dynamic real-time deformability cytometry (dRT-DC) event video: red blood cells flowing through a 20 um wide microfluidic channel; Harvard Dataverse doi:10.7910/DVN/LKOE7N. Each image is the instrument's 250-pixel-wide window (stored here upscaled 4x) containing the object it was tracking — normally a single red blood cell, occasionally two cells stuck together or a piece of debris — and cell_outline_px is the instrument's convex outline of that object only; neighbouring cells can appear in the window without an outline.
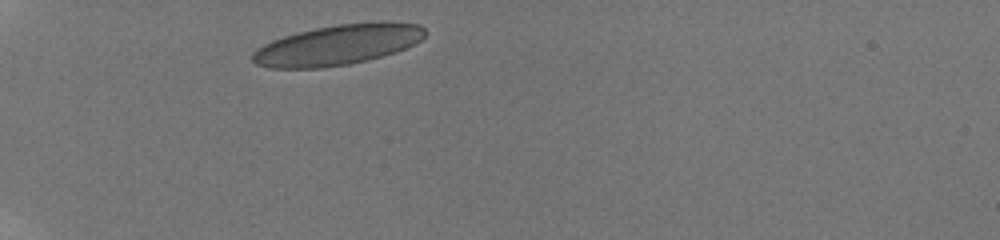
{"species": "human", "species_latin": "Homo sapiens", "temperature_condition": "room temperature", "stored_images_in_passage": 5, "camera_frame_rate_fps": 3000, "um_per_image_px": 0.085, "donor": {"sex": "male"}, "frame": {"image": 1, "passage_image": 1, "time_ms": 0.0, "image_size_px": [1000, 240], "cell_outline_px": [[428, 32], [420, 40], [396, 52], [348, 64], [320, 68], [268, 68], [256, 64], [252, 60], [252, 52], [256, 48], [272, 40], [284, 36], [316, 28], [336, 24], [380, 20], [392, 20], [420, 24]], "centroid_in_image_um": [28.73, 3.78], "position_along_channel_um": 56.3, "area_um2": 40.81}}
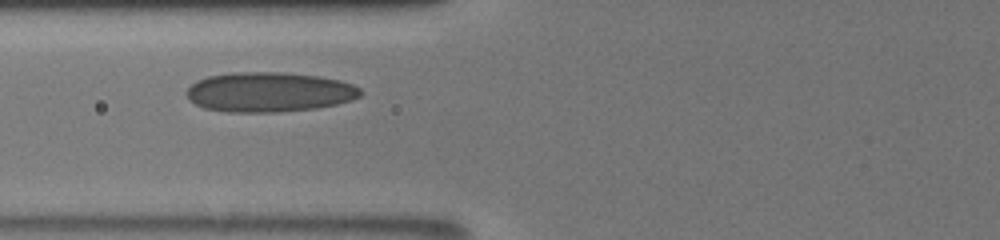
{"frame": {"image": 2, "passage_image": 3, "time_ms": 2.0, "image_size_px": [1000, 240], "cell_outline_px": [[364, 92], [360, 96], [352, 100], [336, 104], [316, 108], [280, 112], [228, 112], [204, 108], [188, 100], [184, 92], [196, 80], [208, 76], [232, 72], [280, 72], [316, 76], [340, 80], [352, 84], [360, 88]], "centroid_in_image_um": [22.86, 7.83], "position_along_channel_um": 102.9, "area_um2": 40.58}}
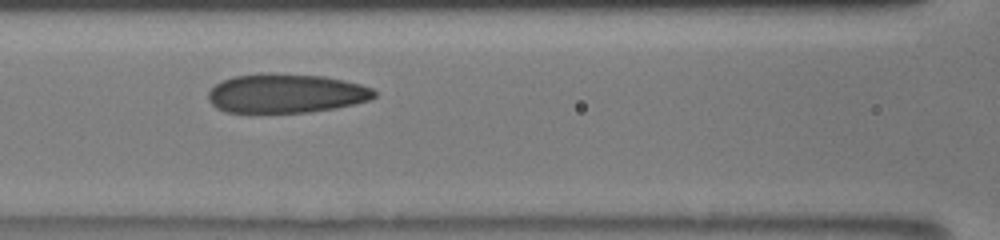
{"frame": {"image": 3, "passage_image": 4, "time_ms": 3.0, "image_size_px": [1000, 240], "cell_outline_px": [[376, 96], [372, 100], [336, 108], [308, 112], [228, 112], [216, 108], [208, 100], [208, 92], [216, 84], [232, 76], [260, 72], [272, 72], [324, 76], [360, 84], [372, 88], [376, 92]], "centroid_in_image_um": [24.31, 7.92], "position_along_channel_um": 142.3, "area_um2": 38.21}}